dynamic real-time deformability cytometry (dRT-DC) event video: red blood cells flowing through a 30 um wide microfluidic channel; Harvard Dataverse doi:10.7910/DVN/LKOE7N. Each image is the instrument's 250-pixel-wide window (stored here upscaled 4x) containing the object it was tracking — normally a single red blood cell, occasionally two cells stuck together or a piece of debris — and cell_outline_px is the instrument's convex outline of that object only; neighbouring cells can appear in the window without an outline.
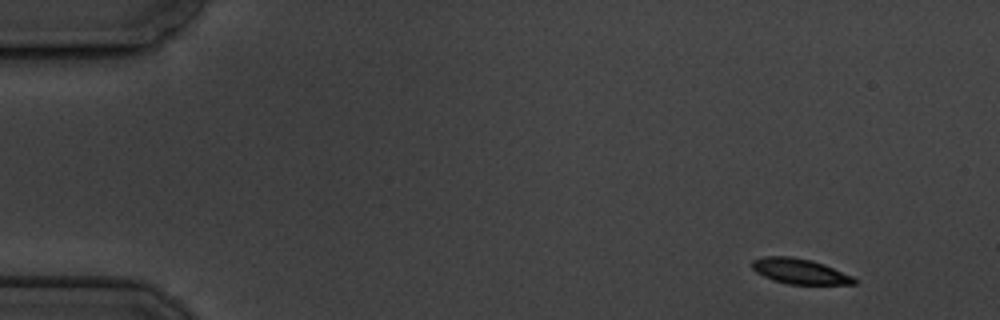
{"species": "common noctule bat (a hibernating species)", "species_latin": "Nyctalus noctula", "temperature_condition": "cold", "stored_images_in_passage": 7, "camera_frame_rate_fps": 3000, "um_per_image_px": 0.085, "animal": {"sex": "male", "body_mass_g": 19.5, "forearm_length_mm": 54.6}, "frame": {"image": 1, "passage_image": 1, "time_ms": 0.0, "image_size_px": [1000, 320], "cell_outline_px": [[856, 284], [788, 284], [772, 280], [756, 272], [752, 268], [752, 260], [764, 256], [792, 256], [812, 260], [824, 264], [852, 276], [856, 280]], "centroid_in_image_um": [67.95, 23.05], "position_along_channel_um": 17.0, "area_um2": 15.03}}
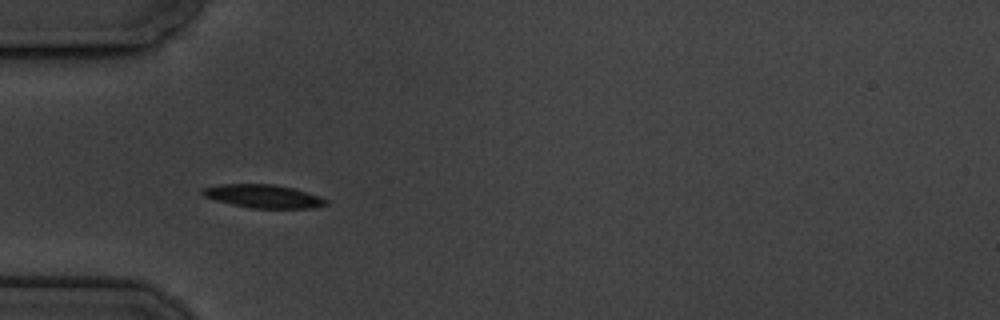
{"frame": {"image": 2, "passage_image": 5, "time_ms": 4.333, "image_size_px": [1000, 320], "cell_outline_px": [[328, 204], [312, 208], [252, 208], [232, 204], [216, 200], [204, 196], [200, 192], [204, 188], [220, 184], [272, 184], [292, 188], [320, 196], [328, 200]], "centroid_in_image_um": [22.39, 16.68], "position_along_channel_um": 62.6, "area_um2": 16.59}}